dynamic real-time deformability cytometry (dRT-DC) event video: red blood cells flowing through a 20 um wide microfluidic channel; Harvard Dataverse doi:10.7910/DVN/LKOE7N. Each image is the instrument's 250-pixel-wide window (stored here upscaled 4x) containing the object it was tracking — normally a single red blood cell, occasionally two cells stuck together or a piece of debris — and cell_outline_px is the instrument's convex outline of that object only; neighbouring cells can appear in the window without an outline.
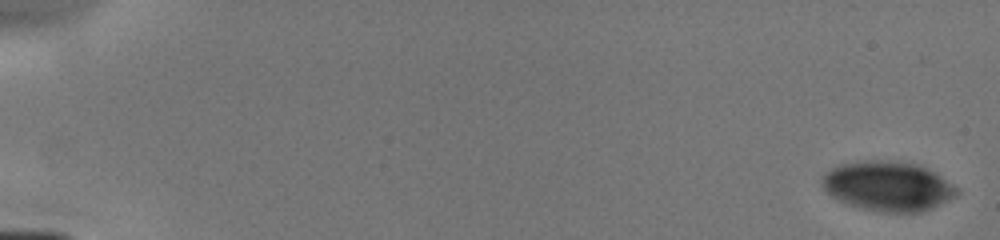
{"species": "human", "species_latin": "Homo sapiens", "temperature_condition": "cold", "stored_images_in_passage": 8, "camera_frame_rate_fps": 3000, "um_per_image_px": 0.085, "donor": {"sex": "male"}, "frame": {"image": 1, "passage_image": 1, "time_ms": 0.0, "image_size_px": [1000, 240], "cell_outline_px": [[960, 192], [956, 196], [932, 208], [920, 212], [880, 212], [860, 208], [848, 204], [832, 196], [820, 184], [820, 176], [824, 172], [840, 164], [868, 160], [880, 160], [916, 164], [940, 176], [956, 188]], "centroid_in_image_um": [75.41, 15.83], "position_along_channel_um": 9.6, "area_um2": 38.67}}
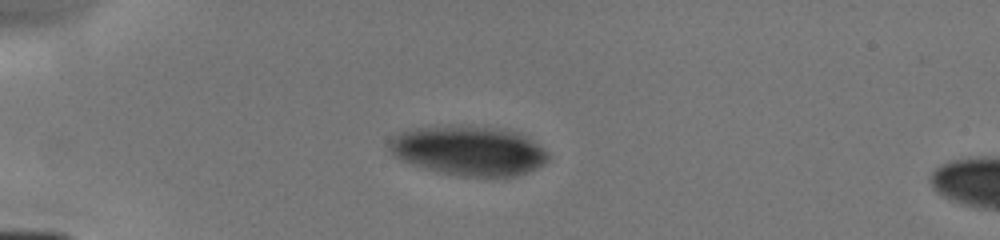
{"frame": {"image": 2, "passage_image": 6, "time_ms": 4.333, "image_size_px": [1000, 240], "cell_outline_px": [[548, 160], [544, 164], [528, 172], [512, 176], [460, 176], [436, 172], [412, 164], [396, 156], [384, 144], [396, 132], [408, 128], [452, 124], [468, 124], [504, 128], [520, 132], [528, 136], [544, 148], [548, 152]], "centroid_in_image_um": [39.81, 12.75], "position_along_channel_um": 45.2, "area_um2": 47.22}}
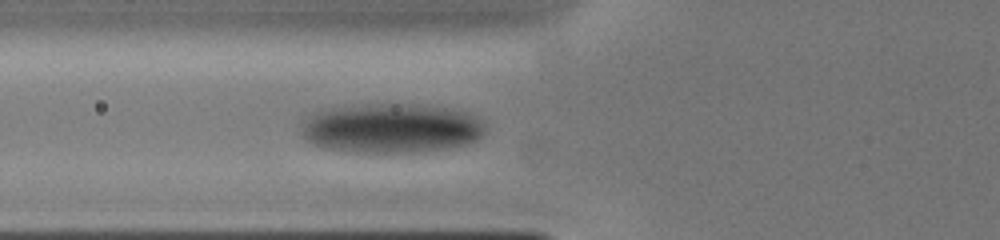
{"frame": {"image": 3, "passage_image": 8, "time_ms": 6.333, "image_size_px": [1000, 240], "cell_outline_px": [[484, 132], [476, 140], [468, 144], [448, 148], [412, 152], [356, 152], [328, 148], [312, 144], [300, 132], [304, 120], [308, 116], [316, 112], [332, 108], [368, 104], [392, 104], [444, 108], [468, 112], [476, 116], [484, 124]], "centroid_in_image_um": [33.25, 10.91], "position_along_channel_um": 92.5, "area_um2": 52.48}}